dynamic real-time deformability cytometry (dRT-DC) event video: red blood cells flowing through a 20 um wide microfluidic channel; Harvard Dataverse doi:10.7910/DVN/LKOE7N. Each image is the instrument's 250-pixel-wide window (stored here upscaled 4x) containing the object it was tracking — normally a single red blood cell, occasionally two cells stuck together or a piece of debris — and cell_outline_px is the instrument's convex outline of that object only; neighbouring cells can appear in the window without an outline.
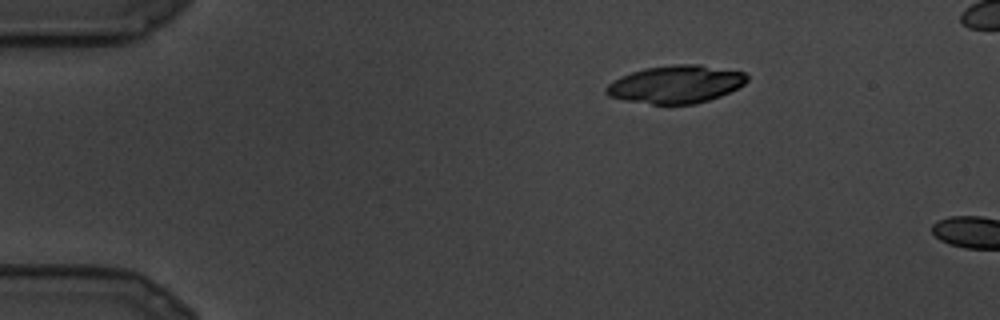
{"species": "common noctule bat (a hibernating species)", "species_latin": "Nyctalus noctula", "temperature_condition": "cold", "stored_images_in_passage": 4, "camera_frame_rate_fps": 3000, "um_per_image_px": 0.085, "animal": {"sex": "male", "body_mass_g": 19.5, "forearm_length_mm": 54.6}, "frame": {"image": 1, "passage_image": 2, "time_ms": 0.333, "image_size_px": [1000, 320], "cell_outline_px": [[748, 80], [744, 84], [720, 96], [696, 104], [652, 104], [624, 100], [608, 96], [604, 92], [604, 88], [612, 80], [620, 76], [644, 68], [676, 64], [700, 64], [744, 72], [748, 76]], "centroid_in_image_um": [57.41, 7.16], "position_along_channel_um": 27.6, "area_um2": 31.1}}